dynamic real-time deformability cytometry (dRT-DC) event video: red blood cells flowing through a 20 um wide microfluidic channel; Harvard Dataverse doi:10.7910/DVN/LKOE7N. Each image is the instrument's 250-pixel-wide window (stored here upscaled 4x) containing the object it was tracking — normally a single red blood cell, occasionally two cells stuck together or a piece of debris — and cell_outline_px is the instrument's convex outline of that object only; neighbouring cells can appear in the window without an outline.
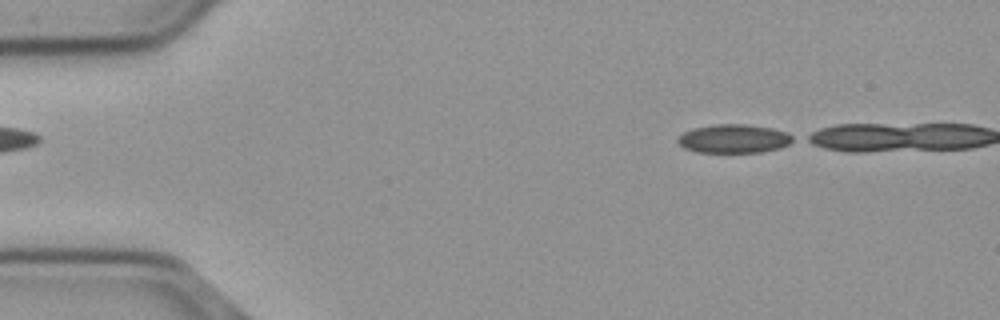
{"species": "common noctule bat (a hibernating species)", "species_latin": "Nyctalus noctula", "temperature_condition": "cold", "stored_images_in_passage": 2, "camera_frame_rate_fps": 3000, "um_per_image_px": 0.085, "animal": {"sex": "male", "body_mass_g": 23.1, "forearm_length_mm": 52.7}, "frame": {"image": 1, "passage_image": 1, "time_ms": 0.0, "image_size_px": [1000, 320], "cell_outline_px": [[796, 140], [780, 148], [760, 152], [696, 152], [684, 148], [676, 140], [684, 132], [692, 128], [716, 124], [748, 124], [772, 128], [788, 132], [796, 136]], "centroid_in_image_um": [62.43, 11.78], "position_along_channel_um": 22.6, "area_um2": 19.42}}